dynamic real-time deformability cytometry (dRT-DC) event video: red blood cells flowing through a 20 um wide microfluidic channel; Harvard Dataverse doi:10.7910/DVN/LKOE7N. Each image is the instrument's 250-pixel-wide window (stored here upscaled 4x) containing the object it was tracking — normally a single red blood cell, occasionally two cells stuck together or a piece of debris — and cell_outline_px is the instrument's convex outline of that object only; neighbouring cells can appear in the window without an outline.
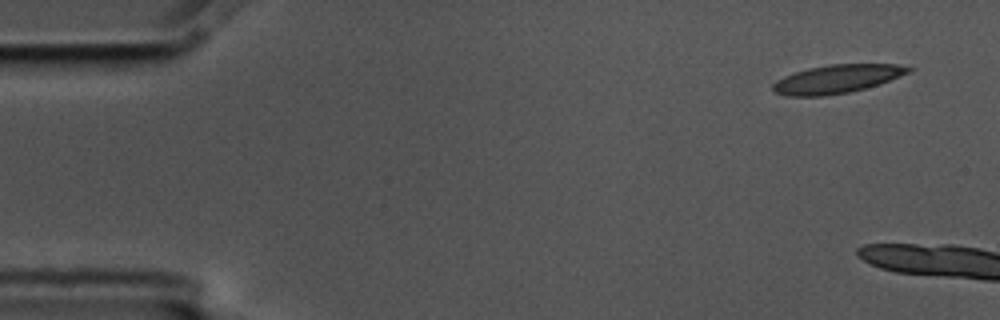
{"species": "common noctule bat (a hibernating species)", "species_latin": "Nyctalus noctula", "temperature_condition": "cold", "stored_images_in_passage": 6, "camera_frame_rate_fps": 3000, "um_per_image_px": 0.085, "animal": {"sex": "male", "body_mass_g": 17.5, "forearm_length_mm": 52.3}, "frame": {"image": 1, "passage_image": 1, "time_ms": 0.0, "image_size_px": [1000, 320], "cell_outline_px": [[916, 68], [900, 76], [880, 84], [848, 92], [824, 96], [788, 96], [776, 92], [772, 88], [772, 84], [776, 80], [784, 76], [808, 68], [828, 64], [896, 64]], "centroid_in_image_um": [71.14, 6.71], "position_along_channel_um": 13.9, "area_um2": 22.37}}